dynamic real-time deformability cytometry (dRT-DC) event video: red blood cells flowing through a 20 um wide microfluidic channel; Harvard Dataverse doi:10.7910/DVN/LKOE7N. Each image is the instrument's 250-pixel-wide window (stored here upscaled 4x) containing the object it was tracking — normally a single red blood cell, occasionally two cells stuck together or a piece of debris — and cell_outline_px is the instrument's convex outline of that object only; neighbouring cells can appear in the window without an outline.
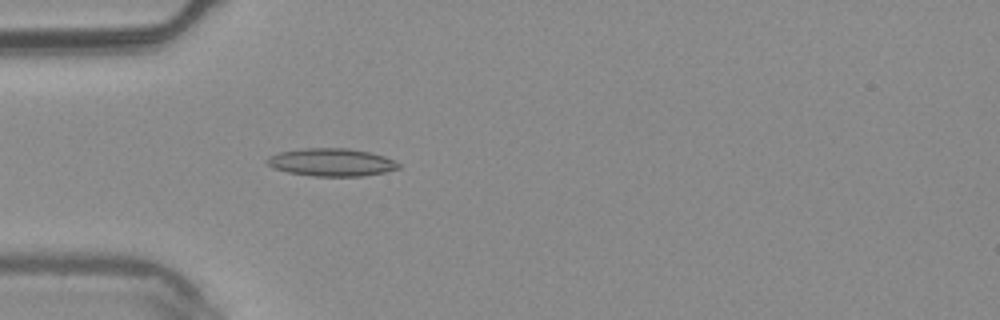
{"species": "common noctule bat (a hibernating species)", "species_latin": "Nyctalus noctula", "temperature_condition": "warm", "stored_images_in_passage": 5, "camera_frame_rate_fps": 3000, "um_per_image_px": 0.085, "animal": {"sex": "male", "body_mass_g": 20.4}, "frame": {"image": 1, "passage_image": 5, "time_ms": 1.333, "image_size_px": [1000, 320], "cell_outline_px": [[400, 168], [384, 172], [364, 176], [312, 176], [288, 172], [272, 168], [264, 160], [268, 156], [280, 152], [304, 148], [348, 148], [368, 152], [384, 156], [400, 164]], "centroid_in_image_um": [28.14, 13.79], "position_along_channel_um": 56.9, "area_um2": 21.27}}